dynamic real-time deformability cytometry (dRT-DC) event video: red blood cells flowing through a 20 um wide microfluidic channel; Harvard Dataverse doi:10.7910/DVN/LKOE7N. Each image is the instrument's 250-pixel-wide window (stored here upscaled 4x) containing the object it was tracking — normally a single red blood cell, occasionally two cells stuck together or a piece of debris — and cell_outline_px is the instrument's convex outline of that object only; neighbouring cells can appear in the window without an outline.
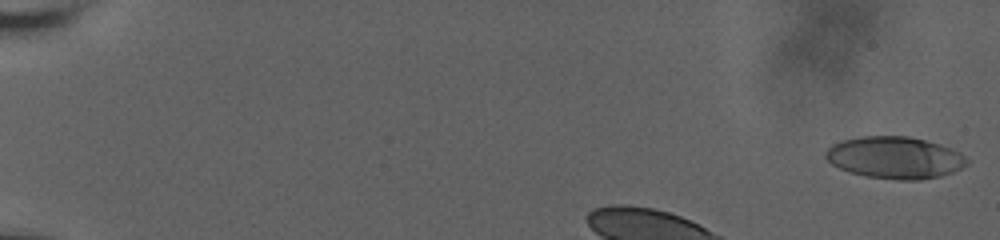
{"species": "human", "species_latin": "Homo sapiens", "temperature_condition": "room temperature", "stored_images_in_passage": 2, "camera_frame_rate_fps": 3000, "um_per_image_px": 0.085, "donor": {"sex": "male"}, "frame": {"image": 1, "passage_image": 1, "time_ms": 0.0, "image_size_px": [1000, 240], "cell_outline_px": [[968, 164], [952, 172], [940, 176], [920, 180], [896, 180], [864, 176], [848, 172], [832, 164], [824, 156], [824, 152], [832, 144], [844, 140], [860, 136], [908, 136], [940, 144], [952, 148], [960, 152], [968, 160]], "centroid_in_image_um": [76.05, 13.4], "position_along_channel_um": 8.9, "area_um2": 34.68}}